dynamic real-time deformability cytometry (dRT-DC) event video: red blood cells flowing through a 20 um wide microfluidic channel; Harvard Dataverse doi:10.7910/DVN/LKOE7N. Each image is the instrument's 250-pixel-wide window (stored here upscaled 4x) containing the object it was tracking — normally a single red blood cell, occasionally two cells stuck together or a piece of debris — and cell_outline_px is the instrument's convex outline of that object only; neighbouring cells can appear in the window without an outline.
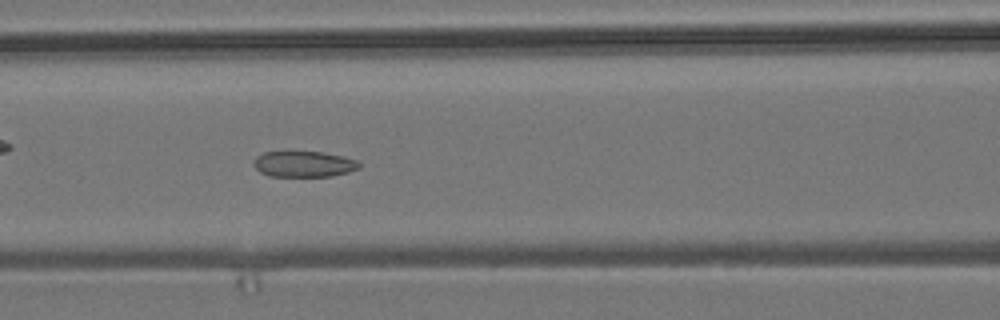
{"species": "common noctule bat (a hibernating species)", "species_latin": "Nyctalus noctula", "temperature_condition": "room temperature", "stored_images_in_passage": 44, "camera_frame_rate_fps": 3000, "um_per_image_px": 0.085, "animal": {"sex": "male", "body_mass_g": 19.2, "forearm_length_mm": 51.8}, "frame": {"image": 1, "passage_image": 11, "time_ms": 3.333, "image_size_px": [1000, 320], "cell_outline_px": [[360, 168], [348, 172], [332, 176], [268, 176], [260, 172], [252, 164], [256, 156], [264, 152], [320, 152], [344, 156], [356, 160], [360, 164]], "centroid_in_image_um": [25.81, 13.95], "position_along_channel_um": 140.8, "area_um2": 15.9}}
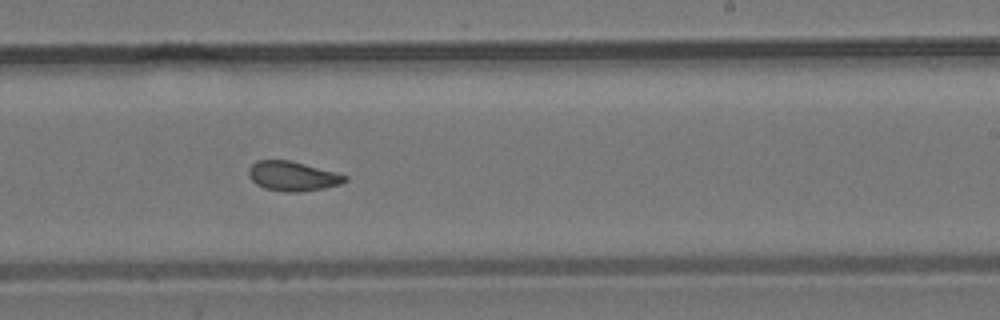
{"frame": {"image": 2, "passage_image": 21, "time_ms": 6.667, "image_size_px": [1000, 320], "cell_outline_px": [[348, 180], [340, 184], [324, 188], [300, 192], [284, 192], [264, 188], [256, 184], [248, 176], [248, 168], [256, 160], [288, 160], [304, 164], [348, 176]], "centroid_in_image_um": [24.84, 14.98], "position_along_channel_um": 264.2, "area_um2": 16.53}}
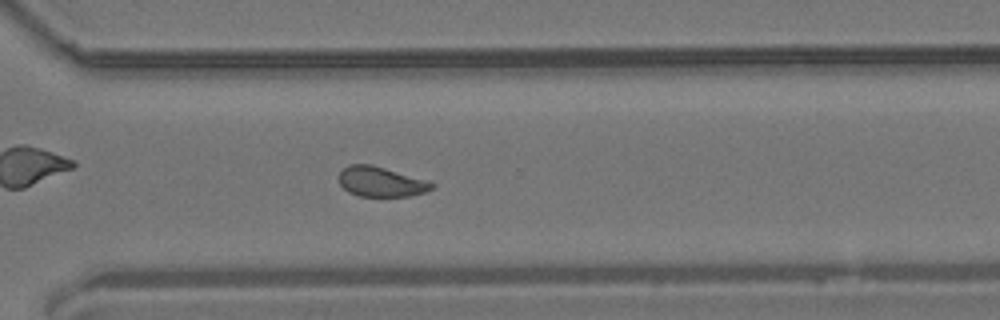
{"frame": {"image": 3, "passage_image": 27, "time_ms": 8.667, "image_size_px": [1000, 320], "cell_outline_px": [[436, 188], [424, 192], [408, 196], [360, 196], [348, 192], [340, 184], [336, 176], [348, 164], [372, 164], [424, 180], [436, 184]], "centroid_in_image_um": [32.34, 15.44], "position_along_channel_um": 338.3, "area_um2": 16.18}, "authors_computed_cell_mechanics": {"area_um2": 16.9065, "velocity_mm_per_s": 3.7088, "shape_relaxation_time_tau1_ms": null, "shape_relaxation_time_tau2_ms": 1.9004, "deformation_change_tau1": null, "deformation_change_tau2": 0.0747}}